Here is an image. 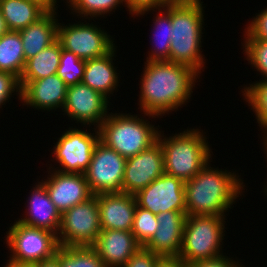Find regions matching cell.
I'll return each instance as SVG.
<instances>
[{
	"label": "cell",
	"instance_id": "4316f807",
	"mask_svg": "<svg viewBox=\"0 0 267 267\" xmlns=\"http://www.w3.org/2000/svg\"><path fill=\"white\" fill-rule=\"evenodd\" d=\"M123 4L124 0H66L64 5L70 10L68 12H71V15L78 17V20H98L99 17L106 18L107 15L115 13L120 6H125Z\"/></svg>",
	"mask_w": 267,
	"mask_h": 267
},
{
	"label": "cell",
	"instance_id": "484cf974",
	"mask_svg": "<svg viewBox=\"0 0 267 267\" xmlns=\"http://www.w3.org/2000/svg\"><path fill=\"white\" fill-rule=\"evenodd\" d=\"M25 63L20 33L9 30L0 37V71L11 73L20 79Z\"/></svg>",
	"mask_w": 267,
	"mask_h": 267
},
{
	"label": "cell",
	"instance_id": "8d00e7d4",
	"mask_svg": "<svg viewBox=\"0 0 267 267\" xmlns=\"http://www.w3.org/2000/svg\"><path fill=\"white\" fill-rule=\"evenodd\" d=\"M225 254L226 253L212 259L194 262L189 264L188 267H245V265L240 262L241 260L239 258H230V256L228 257Z\"/></svg>",
	"mask_w": 267,
	"mask_h": 267
},
{
	"label": "cell",
	"instance_id": "ffe728a7",
	"mask_svg": "<svg viewBox=\"0 0 267 267\" xmlns=\"http://www.w3.org/2000/svg\"><path fill=\"white\" fill-rule=\"evenodd\" d=\"M105 267H123L142 246L131 231L101 230L92 246Z\"/></svg>",
	"mask_w": 267,
	"mask_h": 267
},
{
	"label": "cell",
	"instance_id": "5b68a950",
	"mask_svg": "<svg viewBox=\"0 0 267 267\" xmlns=\"http://www.w3.org/2000/svg\"><path fill=\"white\" fill-rule=\"evenodd\" d=\"M131 114L110 112L98 128L100 140L126 159L152 146L157 141L159 129H162L152 124V119H161L158 116L144 112L143 115L138 112Z\"/></svg>",
	"mask_w": 267,
	"mask_h": 267
},
{
	"label": "cell",
	"instance_id": "8fae6325",
	"mask_svg": "<svg viewBox=\"0 0 267 267\" xmlns=\"http://www.w3.org/2000/svg\"><path fill=\"white\" fill-rule=\"evenodd\" d=\"M125 163L126 158L99 140L89 167L83 173L91 193L97 195L123 192Z\"/></svg>",
	"mask_w": 267,
	"mask_h": 267
},
{
	"label": "cell",
	"instance_id": "b9f144b4",
	"mask_svg": "<svg viewBox=\"0 0 267 267\" xmlns=\"http://www.w3.org/2000/svg\"><path fill=\"white\" fill-rule=\"evenodd\" d=\"M9 31L6 20L0 11V37Z\"/></svg>",
	"mask_w": 267,
	"mask_h": 267
},
{
	"label": "cell",
	"instance_id": "4dcf8cb0",
	"mask_svg": "<svg viewBox=\"0 0 267 267\" xmlns=\"http://www.w3.org/2000/svg\"><path fill=\"white\" fill-rule=\"evenodd\" d=\"M85 69V60L77 57L73 52L62 48L60 64L57 75L67 86L75 85L82 81Z\"/></svg>",
	"mask_w": 267,
	"mask_h": 267
},
{
	"label": "cell",
	"instance_id": "5bb4252c",
	"mask_svg": "<svg viewBox=\"0 0 267 267\" xmlns=\"http://www.w3.org/2000/svg\"><path fill=\"white\" fill-rule=\"evenodd\" d=\"M164 173L163 151L157 140L146 150L126 159L122 191L135 195Z\"/></svg>",
	"mask_w": 267,
	"mask_h": 267
},
{
	"label": "cell",
	"instance_id": "f35d334b",
	"mask_svg": "<svg viewBox=\"0 0 267 267\" xmlns=\"http://www.w3.org/2000/svg\"><path fill=\"white\" fill-rule=\"evenodd\" d=\"M34 3H37L41 8H43L46 12H56L58 11V7L60 6L58 3L65 0H29ZM58 5V6H57Z\"/></svg>",
	"mask_w": 267,
	"mask_h": 267
},
{
	"label": "cell",
	"instance_id": "52a82bcc",
	"mask_svg": "<svg viewBox=\"0 0 267 267\" xmlns=\"http://www.w3.org/2000/svg\"><path fill=\"white\" fill-rule=\"evenodd\" d=\"M14 221L4 236L10 251L8 262L32 266L55 257L60 246L54 233Z\"/></svg>",
	"mask_w": 267,
	"mask_h": 267
},
{
	"label": "cell",
	"instance_id": "7402d4cb",
	"mask_svg": "<svg viewBox=\"0 0 267 267\" xmlns=\"http://www.w3.org/2000/svg\"><path fill=\"white\" fill-rule=\"evenodd\" d=\"M58 12H46L36 22L19 30L25 60L37 55L41 50L53 44L58 37Z\"/></svg>",
	"mask_w": 267,
	"mask_h": 267
},
{
	"label": "cell",
	"instance_id": "cb8c5ba5",
	"mask_svg": "<svg viewBox=\"0 0 267 267\" xmlns=\"http://www.w3.org/2000/svg\"><path fill=\"white\" fill-rule=\"evenodd\" d=\"M62 45L57 39L53 44L26 60L19 82H31L57 74Z\"/></svg>",
	"mask_w": 267,
	"mask_h": 267
},
{
	"label": "cell",
	"instance_id": "f1b7e54d",
	"mask_svg": "<svg viewBox=\"0 0 267 267\" xmlns=\"http://www.w3.org/2000/svg\"><path fill=\"white\" fill-rule=\"evenodd\" d=\"M55 258L59 261L60 267H105L103 261L92 246H60Z\"/></svg>",
	"mask_w": 267,
	"mask_h": 267
},
{
	"label": "cell",
	"instance_id": "7c38bea8",
	"mask_svg": "<svg viewBox=\"0 0 267 267\" xmlns=\"http://www.w3.org/2000/svg\"><path fill=\"white\" fill-rule=\"evenodd\" d=\"M110 100L102 93L79 82L67 87L66 101L61 112L78 126L99 128L108 117Z\"/></svg>",
	"mask_w": 267,
	"mask_h": 267
},
{
	"label": "cell",
	"instance_id": "603a6c76",
	"mask_svg": "<svg viewBox=\"0 0 267 267\" xmlns=\"http://www.w3.org/2000/svg\"><path fill=\"white\" fill-rule=\"evenodd\" d=\"M158 10V11H157ZM150 12V13H149ZM155 14L153 16V25L150 34L152 35L149 41L152 48L147 52L146 61H168L170 57V42L172 36V24H171V3L167 4L163 8L149 9L142 11L135 17H141L146 14ZM154 35V36H153Z\"/></svg>",
	"mask_w": 267,
	"mask_h": 267
},
{
	"label": "cell",
	"instance_id": "7a4b0ae2",
	"mask_svg": "<svg viewBox=\"0 0 267 267\" xmlns=\"http://www.w3.org/2000/svg\"><path fill=\"white\" fill-rule=\"evenodd\" d=\"M212 160L192 179L184 182L186 215L226 216L244 196L245 184L237 171L211 167ZM230 209V210H229Z\"/></svg>",
	"mask_w": 267,
	"mask_h": 267
},
{
	"label": "cell",
	"instance_id": "d6a6232c",
	"mask_svg": "<svg viewBox=\"0 0 267 267\" xmlns=\"http://www.w3.org/2000/svg\"><path fill=\"white\" fill-rule=\"evenodd\" d=\"M243 29V39H260L267 41V7L248 20Z\"/></svg>",
	"mask_w": 267,
	"mask_h": 267
},
{
	"label": "cell",
	"instance_id": "83f0119b",
	"mask_svg": "<svg viewBox=\"0 0 267 267\" xmlns=\"http://www.w3.org/2000/svg\"><path fill=\"white\" fill-rule=\"evenodd\" d=\"M242 87V99L249 108L251 107L250 110L256 117V123H258L260 131L262 130V135L267 132V80L259 79Z\"/></svg>",
	"mask_w": 267,
	"mask_h": 267
},
{
	"label": "cell",
	"instance_id": "3957f363",
	"mask_svg": "<svg viewBox=\"0 0 267 267\" xmlns=\"http://www.w3.org/2000/svg\"><path fill=\"white\" fill-rule=\"evenodd\" d=\"M203 5V2L171 3L172 36L168 60L192 67L200 75L207 67L204 66L206 56L202 53L206 7Z\"/></svg>",
	"mask_w": 267,
	"mask_h": 267
},
{
	"label": "cell",
	"instance_id": "74e56055",
	"mask_svg": "<svg viewBox=\"0 0 267 267\" xmlns=\"http://www.w3.org/2000/svg\"><path fill=\"white\" fill-rule=\"evenodd\" d=\"M155 267H188L179 256L160 257Z\"/></svg>",
	"mask_w": 267,
	"mask_h": 267
},
{
	"label": "cell",
	"instance_id": "9a60e30c",
	"mask_svg": "<svg viewBox=\"0 0 267 267\" xmlns=\"http://www.w3.org/2000/svg\"><path fill=\"white\" fill-rule=\"evenodd\" d=\"M48 170L46 173L49 175L41 181L45 184L50 200L61 214L93 196L84 174Z\"/></svg>",
	"mask_w": 267,
	"mask_h": 267
},
{
	"label": "cell",
	"instance_id": "e0dca14e",
	"mask_svg": "<svg viewBox=\"0 0 267 267\" xmlns=\"http://www.w3.org/2000/svg\"><path fill=\"white\" fill-rule=\"evenodd\" d=\"M29 194L24 203L25 215L20 216L21 219L17 218V221L26 226L47 230L57 236L62 214L50 200L45 184L37 180Z\"/></svg>",
	"mask_w": 267,
	"mask_h": 267
},
{
	"label": "cell",
	"instance_id": "277c9868",
	"mask_svg": "<svg viewBox=\"0 0 267 267\" xmlns=\"http://www.w3.org/2000/svg\"><path fill=\"white\" fill-rule=\"evenodd\" d=\"M160 130L159 141L164 157V171L186 182L198 174L212 159V149L203 129L192 127L172 135ZM206 134V135H205ZM207 136V137H206Z\"/></svg>",
	"mask_w": 267,
	"mask_h": 267
},
{
	"label": "cell",
	"instance_id": "d6986e66",
	"mask_svg": "<svg viewBox=\"0 0 267 267\" xmlns=\"http://www.w3.org/2000/svg\"><path fill=\"white\" fill-rule=\"evenodd\" d=\"M97 201L101 230L132 231L137 207L136 197L133 194L125 192L97 194Z\"/></svg>",
	"mask_w": 267,
	"mask_h": 267
},
{
	"label": "cell",
	"instance_id": "d590c367",
	"mask_svg": "<svg viewBox=\"0 0 267 267\" xmlns=\"http://www.w3.org/2000/svg\"><path fill=\"white\" fill-rule=\"evenodd\" d=\"M167 4L166 0H124L126 11L132 18L142 11L163 8Z\"/></svg>",
	"mask_w": 267,
	"mask_h": 267
},
{
	"label": "cell",
	"instance_id": "44dd1931",
	"mask_svg": "<svg viewBox=\"0 0 267 267\" xmlns=\"http://www.w3.org/2000/svg\"><path fill=\"white\" fill-rule=\"evenodd\" d=\"M117 47L103 57L85 60V69L81 81L91 89L102 93L109 100H111L110 97L114 96V92H118L120 77H122L118 73V67L115 66Z\"/></svg>",
	"mask_w": 267,
	"mask_h": 267
},
{
	"label": "cell",
	"instance_id": "4fadbf2b",
	"mask_svg": "<svg viewBox=\"0 0 267 267\" xmlns=\"http://www.w3.org/2000/svg\"><path fill=\"white\" fill-rule=\"evenodd\" d=\"M134 196L139 207L155 215L166 211H186L184 182L166 173Z\"/></svg>",
	"mask_w": 267,
	"mask_h": 267
},
{
	"label": "cell",
	"instance_id": "1f68e13d",
	"mask_svg": "<svg viewBox=\"0 0 267 267\" xmlns=\"http://www.w3.org/2000/svg\"><path fill=\"white\" fill-rule=\"evenodd\" d=\"M157 227L156 215L137 205L131 232L142 247L153 237Z\"/></svg>",
	"mask_w": 267,
	"mask_h": 267
},
{
	"label": "cell",
	"instance_id": "ac0fdd59",
	"mask_svg": "<svg viewBox=\"0 0 267 267\" xmlns=\"http://www.w3.org/2000/svg\"><path fill=\"white\" fill-rule=\"evenodd\" d=\"M186 217V211H166L157 214L156 232L143 247L161 257L179 256Z\"/></svg>",
	"mask_w": 267,
	"mask_h": 267
},
{
	"label": "cell",
	"instance_id": "f546056e",
	"mask_svg": "<svg viewBox=\"0 0 267 267\" xmlns=\"http://www.w3.org/2000/svg\"><path fill=\"white\" fill-rule=\"evenodd\" d=\"M241 42L244 59L248 61L252 70L267 80V41L260 39H242ZM259 72V73H258Z\"/></svg>",
	"mask_w": 267,
	"mask_h": 267
},
{
	"label": "cell",
	"instance_id": "7bdbcfd3",
	"mask_svg": "<svg viewBox=\"0 0 267 267\" xmlns=\"http://www.w3.org/2000/svg\"><path fill=\"white\" fill-rule=\"evenodd\" d=\"M166 2L169 3H200L203 2V0H166Z\"/></svg>",
	"mask_w": 267,
	"mask_h": 267
},
{
	"label": "cell",
	"instance_id": "ab89813d",
	"mask_svg": "<svg viewBox=\"0 0 267 267\" xmlns=\"http://www.w3.org/2000/svg\"><path fill=\"white\" fill-rule=\"evenodd\" d=\"M31 267H60L59 261L54 257L47 261H42L41 263H37L32 265Z\"/></svg>",
	"mask_w": 267,
	"mask_h": 267
},
{
	"label": "cell",
	"instance_id": "ba28073f",
	"mask_svg": "<svg viewBox=\"0 0 267 267\" xmlns=\"http://www.w3.org/2000/svg\"><path fill=\"white\" fill-rule=\"evenodd\" d=\"M88 128L90 126H83V128L81 126L80 128L75 125L65 129L66 131L60 134V137L55 141L56 143H53L55 144L54 147L50 150L53 160L50 159L56 164H49L47 169L63 173L83 174L89 167L95 145L100 140L99 129L92 126L90 129Z\"/></svg>",
	"mask_w": 267,
	"mask_h": 267
},
{
	"label": "cell",
	"instance_id": "30bf717a",
	"mask_svg": "<svg viewBox=\"0 0 267 267\" xmlns=\"http://www.w3.org/2000/svg\"><path fill=\"white\" fill-rule=\"evenodd\" d=\"M101 231L97 195L61 215L57 240L63 247L93 246Z\"/></svg>",
	"mask_w": 267,
	"mask_h": 267
},
{
	"label": "cell",
	"instance_id": "e575fe53",
	"mask_svg": "<svg viewBox=\"0 0 267 267\" xmlns=\"http://www.w3.org/2000/svg\"><path fill=\"white\" fill-rule=\"evenodd\" d=\"M161 256L141 247L134 253L123 267H155Z\"/></svg>",
	"mask_w": 267,
	"mask_h": 267
},
{
	"label": "cell",
	"instance_id": "ee69618b",
	"mask_svg": "<svg viewBox=\"0 0 267 267\" xmlns=\"http://www.w3.org/2000/svg\"><path fill=\"white\" fill-rule=\"evenodd\" d=\"M6 264L3 265V267H31V266H24V265H15L10 262H5ZM6 265V266H5Z\"/></svg>",
	"mask_w": 267,
	"mask_h": 267
},
{
	"label": "cell",
	"instance_id": "6da1fadb",
	"mask_svg": "<svg viewBox=\"0 0 267 267\" xmlns=\"http://www.w3.org/2000/svg\"><path fill=\"white\" fill-rule=\"evenodd\" d=\"M143 69L137 109L160 118L188 104L195 85L201 82L197 71L181 63L144 61Z\"/></svg>",
	"mask_w": 267,
	"mask_h": 267
},
{
	"label": "cell",
	"instance_id": "d4e9b609",
	"mask_svg": "<svg viewBox=\"0 0 267 267\" xmlns=\"http://www.w3.org/2000/svg\"><path fill=\"white\" fill-rule=\"evenodd\" d=\"M0 11L9 30L19 31L36 22L46 11L29 0H0Z\"/></svg>",
	"mask_w": 267,
	"mask_h": 267
},
{
	"label": "cell",
	"instance_id": "9c48e42d",
	"mask_svg": "<svg viewBox=\"0 0 267 267\" xmlns=\"http://www.w3.org/2000/svg\"><path fill=\"white\" fill-rule=\"evenodd\" d=\"M80 20L77 22L75 19L76 23L67 24L59 20L57 39L63 49L73 52L80 59L88 60L103 57L117 46L115 38L100 27L99 22L94 19V22L92 19Z\"/></svg>",
	"mask_w": 267,
	"mask_h": 267
},
{
	"label": "cell",
	"instance_id": "836d02e7",
	"mask_svg": "<svg viewBox=\"0 0 267 267\" xmlns=\"http://www.w3.org/2000/svg\"><path fill=\"white\" fill-rule=\"evenodd\" d=\"M13 95L17 96L18 100H21L19 79L11 73L0 71V109L5 107L7 102L9 103V101L13 100L11 98Z\"/></svg>",
	"mask_w": 267,
	"mask_h": 267
},
{
	"label": "cell",
	"instance_id": "2e32d148",
	"mask_svg": "<svg viewBox=\"0 0 267 267\" xmlns=\"http://www.w3.org/2000/svg\"><path fill=\"white\" fill-rule=\"evenodd\" d=\"M19 84L20 103L23 106L41 110V112L47 111V113L63 109L68 86L57 74L31 82H19Z\"/></svg>",
	"mask_w": 267,
	"mask_h": 267
},
{
	"label": "cell",
	"instance_id": "60d3db41",
	"mask_svg": "<svg viewBox=\"0 0 267 267\" xmlns=\"http://www.w3.org/2000/svg\"><path fill=\"white\" fill-rule=\"evenodd\" d=\"M261 137H263L262 139H261V141H262V149L264 150V154H265V157H266V160H265V162L267 161V132H265V133H263V136H260L259 138H261ZM265 180H267V179H265ZM264 191H263V193L266 195V197H267V181H266V185L264 186V188H262Z\"/></svg>",
	"mask_w": 267,
	"mask_h": 267
},
{
	"label": "cell",
	"instance_id": "8992f818",
	"mask_svg": "<svg viewBox=\"0 0 267 267\" xmlns=\"http://www.w3.org/2000/svg\"><path fill=\"white\" fill-rule=\"evenodd\" d=\"M226 218L219 215L187 216L179 257L189 265L223 255Z\"/></svg>",
	"mask_w": 267,
	"mask_h": 267
}]
</instances>
